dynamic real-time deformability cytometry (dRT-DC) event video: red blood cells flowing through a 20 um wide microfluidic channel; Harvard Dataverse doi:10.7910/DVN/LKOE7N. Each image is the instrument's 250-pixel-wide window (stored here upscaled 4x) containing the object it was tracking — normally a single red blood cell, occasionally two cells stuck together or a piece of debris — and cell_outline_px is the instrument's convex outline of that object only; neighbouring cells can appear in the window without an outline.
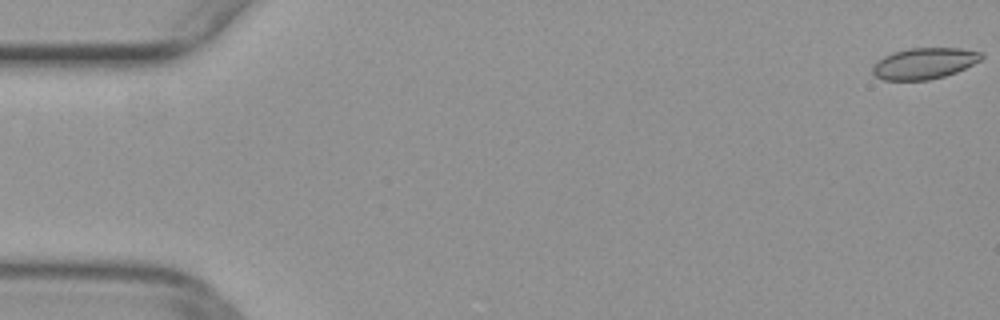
{"species": "common noctule bat (a hibernating species)", "species_latin": "Nyctalus noctula", "temperature_condition": "warm", "stored_images_in_passage": 52, "camera_frame_rate_fps": 3000, "um_per_image_px": 0.085, "animal": {"sex": "female", "body_mass_g": 29.2, "forearm_length_mm": 56.3}, "frame": {"image": 1, "passage_image": 1, "time_ms": 0.0, "image_size_px": [1000, 320], "cell_outline_px": [[984, 56], [980, 60], [956, 72], [944, 76], [928, 80], [884, 80], [876, 76], [872, 72], [872, 64], [876, 60], [892, 52], [908, 48], [960, 48], [980, 52]], "centroid_in_image_um": [78.51, 5.38], "position_along_channel_um": 6.5, "area_um2": 19.77}}
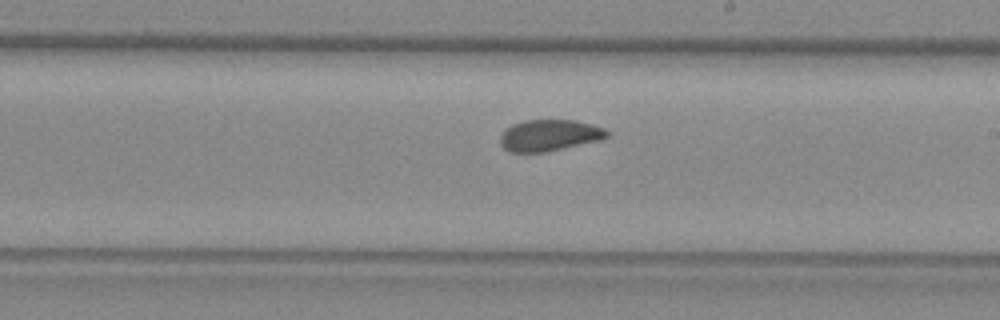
{"frame": {"image": 2, "passage_image": 30, "time_ms": 9.667, "image_size_px": [1000, 320], "cell_outline_px": [[612, 136], [600, 140], [544, 152], [508, 152], [500, 144], [500, 136], [512, 124], [524, 120], [576, 120], [592, 124], [604, 128], [612, 132]], "centroid_in_image_um": [46.75, 11.49], "position_along_channel_um": 242.3, "area_um2": 19.65}}
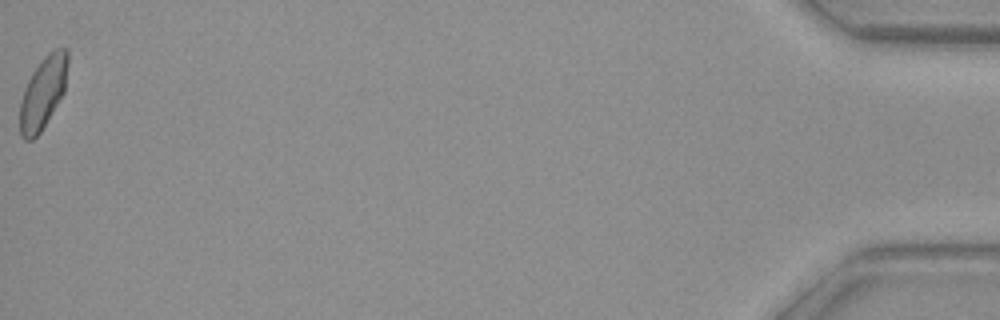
{"frame": {"image": 3, "passage_image": 52, "time_ms": 17.0, "image_size_px": [1000, 320], "cell_outline_px": [[68, 64], [64, 92], [40, 132], [32, 140], [24, 140], [20, 136], [20, 104], [24, 88], [32, 72], [44, 56], [52, 48], [68, 48]], "centroid_in_image_um": [3.66, 7.84], "position_along_channel_um": 431.5, "area_um2": 20.11}}